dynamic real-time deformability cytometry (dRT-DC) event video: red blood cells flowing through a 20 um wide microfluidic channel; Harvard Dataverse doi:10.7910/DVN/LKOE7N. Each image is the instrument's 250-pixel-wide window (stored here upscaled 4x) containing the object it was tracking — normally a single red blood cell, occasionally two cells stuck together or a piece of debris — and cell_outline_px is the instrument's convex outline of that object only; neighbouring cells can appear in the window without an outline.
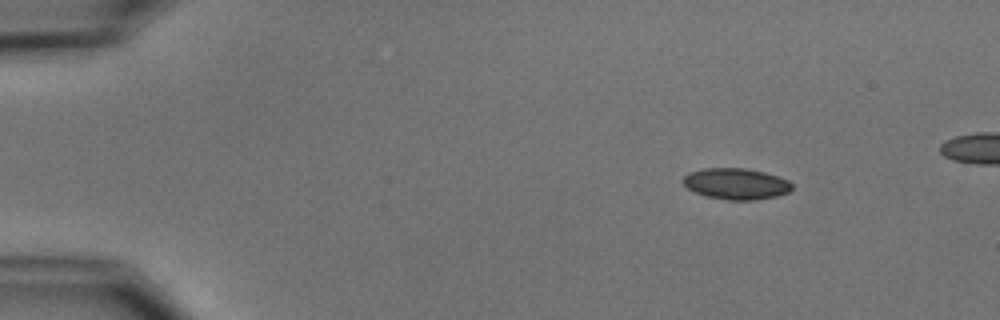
{"species": "common noctule bat (a hibernating species)", "species_latin": "Nyctalus noctula", "temperature_condition": "cold", "stored_images_in_passage": 5, "camera_frame_rate_fps": 3000, "um_per_image_px": 0.085, "animal": {"sex": "male", "body_mass_g": 15.6}, "frame": {"image": 1, "passage_image": 2, "time_ms": 1.0, "image_size_px": [1000, 320], "cell_outline_px": [[792, 188], [788, 192], [776, 196], [752, 200], [728, 200], [708, 196], [696, 192], [688, 188], [680, 180], [688, 172], [704, 168], [744, 168], [764, 172], [788, 180], [792, 184]], "centroid_in_image_um": [62.54, 15.61], "position_along_channel_um": 22.5, "area_um2": 19.65}}